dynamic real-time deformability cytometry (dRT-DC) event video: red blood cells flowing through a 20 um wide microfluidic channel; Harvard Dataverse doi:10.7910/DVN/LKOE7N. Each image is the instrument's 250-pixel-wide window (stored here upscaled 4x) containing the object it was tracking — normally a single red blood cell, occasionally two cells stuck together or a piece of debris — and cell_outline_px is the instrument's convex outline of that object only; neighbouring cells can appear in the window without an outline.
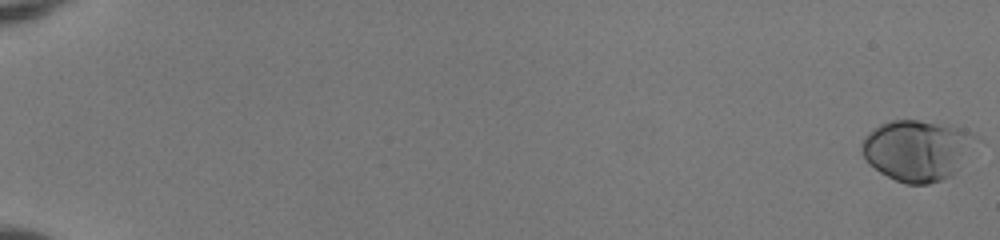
{"species": "human", "species_latin": "Homo sapiens", "temperature_condition": "room temperature", "stored_images_in_passage": 55, "camera_frame_rate_fps": 3000, "um_per_image_px": 0.085, "donor": {"sex": "female"}, "frame": {"image": 1, "passage_image": 1, "time_ms": 0.0, "image_size_px": [1000, 240], "cell_outline_px": [[984, 140], [952, 176], [928, 184], [904, 184], [880, 172], [868, 164], [860, 152], [860, 144], [864, 136], [868, 132], [880, 124], [892, 120], [920, 120], [952, 124], [964, 128], [972, 132]], "centroid_in_image_um": [78.05, 12.74], "position_along_channel_um": 7.0, "area_um2": 41.91}}
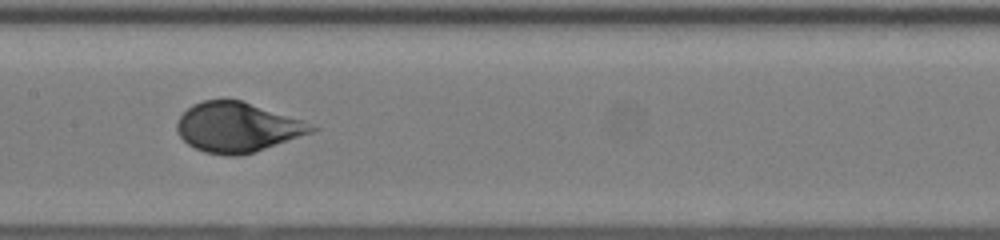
{"frame": {"image": 2, "passage_image": 31, "time_ms": 10.0, "image_size_px": [1000, 240], "cell_outline_px": [[320, 128], [312, 132], [240, 156], [228, 156], [204, 152], [188, 144], [180, 136], [176, 128], [176, 124], [180, 116], [192, 104], [204, 100], [240, 100], [300, 120]], "centroid_in_image_um": [20.12, 10.82], "position_along_channel_um": 187.3, "area_um2": 38.21}}
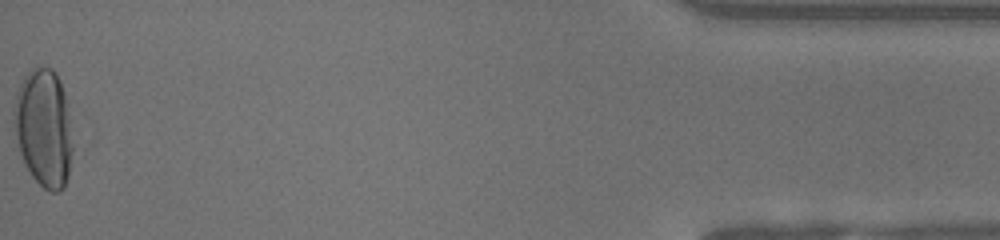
{"frame": {"image": 3, "passage_image": 55, "time_ms": 18.0, "image_size_px": [1000, 240], "cell_outline_px": [[84, 148], [64, 188], [60, 192], [52, 192], [44, 188], [32, 176], [20, 152], [16, 136], [12, 112], [16, 92], [24, 76], [36, 64], [52, 68], [56, 72], [60, 80]], "centroid_in_image_um": [3.92, 10.93], "position_along_channel_um": 431.3, "area_um2": 44.1}, "authors_computed_cell_mechanics": {"area_um2": 38.2058, "velocity_mm_per_s": 4.0069, "shape_relaxation_time_tau1_ms": 3.2357, "shape_relaxation_time_tau2_ms": null, "deformation_change_tau1": 0.1727, "deformation_change_tau2": null}}